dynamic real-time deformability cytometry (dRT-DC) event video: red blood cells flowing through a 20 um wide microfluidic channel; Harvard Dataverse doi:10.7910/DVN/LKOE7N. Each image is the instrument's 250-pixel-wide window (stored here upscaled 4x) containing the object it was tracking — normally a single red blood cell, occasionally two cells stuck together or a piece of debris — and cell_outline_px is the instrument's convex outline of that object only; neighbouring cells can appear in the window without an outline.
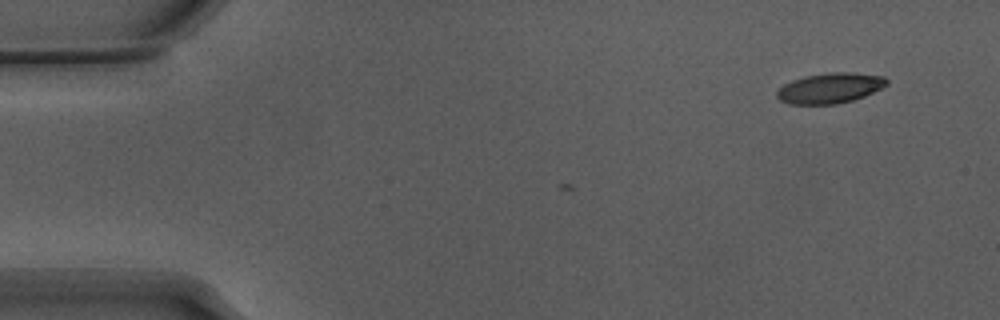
{"species": "Egyptian fruit bat (a non-hibernating species)", "species_latin": "Rousettus aegyptiacus", "temperature_condition": "warm", "stored_images_in_passage": 4, "camera_frame_rate_fps": 3000, "um_per_image_px": 0.085, "animal": {"sex": "male"}, "frame": {"image": 1, "passage_image": 1, "time_ms": 0.0, "image_size_px": [1000, 320], "cell_outline_px": [[888, 84], [864, 96], [852, 100], [836, 104], [788, 104], [780, 100], [776, 96], [776, 92], [784, 84], [792, 80], [804, 76], [828, 72], [848, 72], [884, 76], [888, 80]], "centroid_in_image_um": [70.53, 7.48], "position_along_channel_um": 14.5, "area_um2": 19.36}}